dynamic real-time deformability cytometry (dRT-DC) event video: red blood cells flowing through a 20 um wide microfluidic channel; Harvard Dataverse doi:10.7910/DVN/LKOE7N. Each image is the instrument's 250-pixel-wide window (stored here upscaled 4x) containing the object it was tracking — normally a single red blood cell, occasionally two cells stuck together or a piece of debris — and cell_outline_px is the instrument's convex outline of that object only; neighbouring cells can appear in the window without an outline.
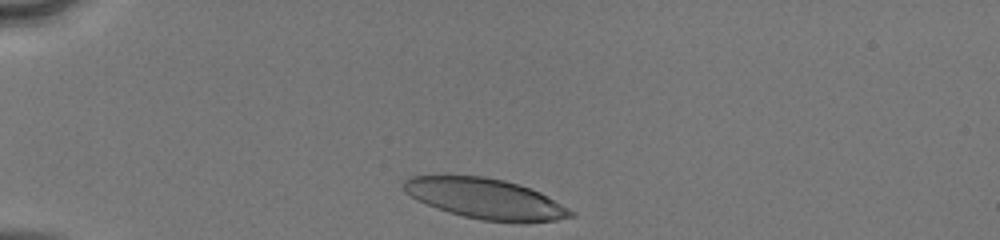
{"species": "human", "species_latin": "Homo sapiens", "temperature_condition": "cold", "stored_images_in_passage": 31, "camera_frame_rate_fps": 3000, "um_per_image_px": 0.085, "donor": {"sex": "male"}, "frame": {"image": 1, "passage_image": 1, "time_ms": 0.0, "image_size_px": [1000, 240], "cell_outline_px": [[576, 216], [556, 220], [524, 224], [520, 224], [484, 220], [464, 216], [448, 212], [436, 208], [404, 192], [400, 184], [408, 176], [484, 176], [504, 180], [520, 184], [540, 192], [548, 196], [576, 212]], "centroid_in_image_um": [41.32, 16.9], "position_along_channel_um": 43.7, "area_um2": 39.71}}
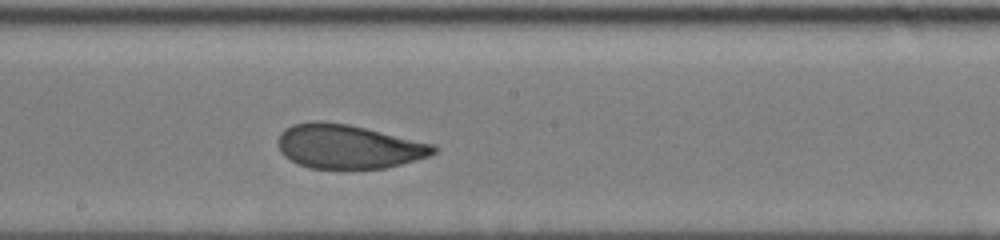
{"frame": {"image": 2, "passage_image": 17, "time_ms": 5.333, "image_size_px": [1000, 240], "cell_outline_px": [[440, 148], [436, 152], [428, 156], [400, 164], [384, 168], [308, 168], [296, 164], [284, 156], [280, 152], [280, 132], [284, 128], [292, 124], [316, 120], [320, 120], [348, 124], [436, 144]], "centroid_in_image_um": [29.61, 12.44], "position_along_channel_um": 218.6, "area_um2": 40.0}}
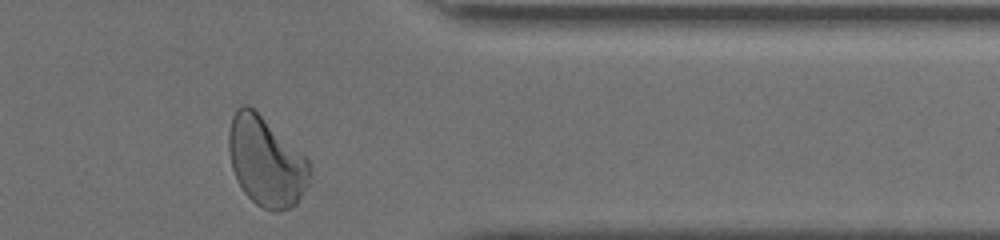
{"frame": {"image": 3, "passage_image": 30, "time_ms": 9.667, "image_size_px": [1000, 240], "cell_outline_px": [[312, 176], [308, 184], [296, 204], [288, 208], [276, 212], [272, 212], [256, 204], [244, 192], [236, 180], [232, 168], [228, 148], [228, 132], [232, 116], [236, 108], [240, 104], [248, 104], [304, 156], [312, 164]], "centroid_in_image_um": [22.6, 13.75], "position_along_channel_um": 388.8, "area_um2": 42.08}, "authors_computed_cell_mechanics": {"area_um2": 40.8646, "velocity_mm_per_s": 4.1022, "shape_relaxation_time_tau1_ms": 4.2426, "shape_relaxation_time_tau2_ms": 0.7978, "deformation_change_tau1": 0.164, "deformation_change_tau2": 0.0665}}